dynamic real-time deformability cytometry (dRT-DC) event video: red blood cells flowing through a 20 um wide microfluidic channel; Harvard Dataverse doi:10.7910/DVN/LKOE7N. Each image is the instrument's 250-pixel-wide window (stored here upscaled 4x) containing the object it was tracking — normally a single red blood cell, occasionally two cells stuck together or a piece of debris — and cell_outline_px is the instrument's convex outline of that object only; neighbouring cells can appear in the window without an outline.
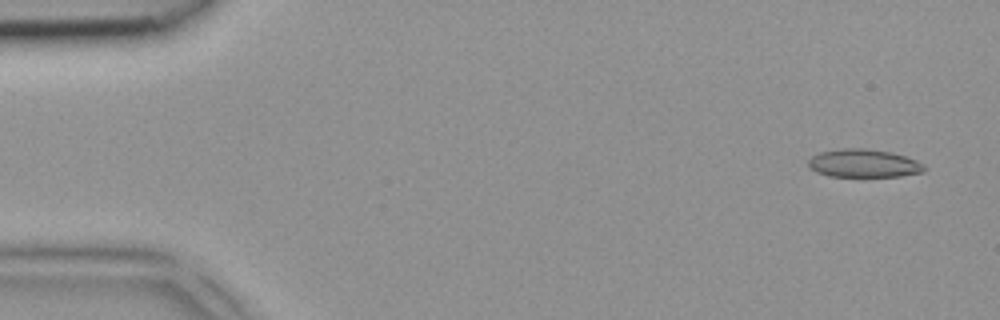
{"species": "common noctule bat (a hibernating species)", "species_latin": "Nyctalus noctula", "temperature_condition": "room temperature", "stored_images_in_passage": 3, "camera_frame_rate_fps": 3000, "um_per_image_px": 0.085, "animal": {"sex": "female", "body_mass_g": 18.4}, "frame": {"image": 1, "passage_image": 1, "time_ms": 0.0, "image_size_px": [1000, 320], "cell_outline_px": [[924, 172], [900, 176], [828, 176], [816, 172], [808, 168], [808, 160], [812, 156], [820, 152], [844, 148], [864, 148], [892, 152], [916, 160], [924, 164]], "centroid_in_image_um": [73.39, 13.88], "position_along_channel_um": 11.6, "area_um2": 19.02}}
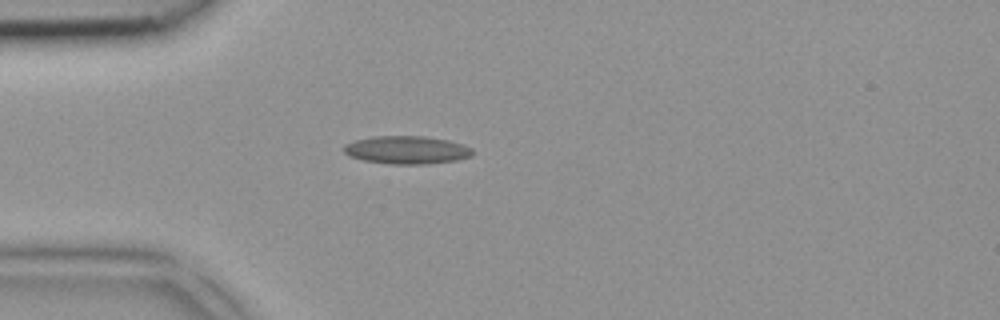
{"frame": {"image": 2, "passage_image": 3, "time_ms": 0.667, "image_size_px": [1000, 320], "cell_outline_px": [[472, 156], [456, 160], [428, 164], [392, 164], [364, 160], [348, 156], [344, 152], [344, 144], [356, 140], [372, 136], [424, 136], [448, 140], [464, 144], [472, 148]], "centroid_in_image_um": [34.58, 12.74], "position_along_channel_um": 50.4, "area_um2": 21.04}}